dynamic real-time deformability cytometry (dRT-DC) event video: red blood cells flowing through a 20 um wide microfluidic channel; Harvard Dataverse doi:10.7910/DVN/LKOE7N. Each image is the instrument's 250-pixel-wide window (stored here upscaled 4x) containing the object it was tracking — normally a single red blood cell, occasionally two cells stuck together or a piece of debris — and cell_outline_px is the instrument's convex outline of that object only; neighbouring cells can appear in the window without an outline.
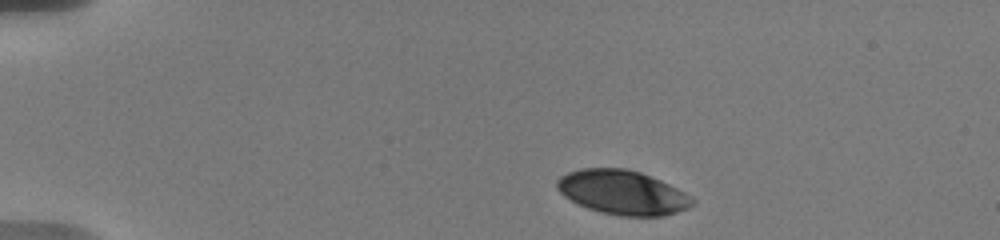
{"species": "human", "species_latin": "Homo sapiens", "temperature_condition": "warm", "stored_images_in_passage": 9, "camera_frame_rate_fps": 3000, "um_per_image_px": 0.085, "donor": {"sex": "male"}, "frame": {"image": 1, "passage_image": 1, "time_ms": 0.0, "image_size_px": [1000, 240], "cell_outline_px": [[696, 204], [688, 208], [664, 216], [620, 216], [600, 212], [588, 208], [564, 196], [556, 188], [556, 180], [560, 176], [568, 172], [580, 168], [624, 168], [640, 172], [660, 180], [692, 196], [696, 200]], "centroid_in_image_um": [52.93, 16.36], "position_along_channel_um": 32.1, "area_um2": 34.97}}
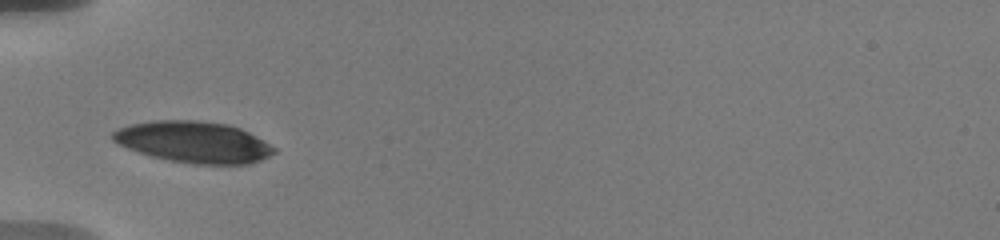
{"frame": {"image": 2, "passage_image": 6, "time_ms": 3.0, "image_size_px": [1000, 240], "cell_outline_px": [[276, 152], [260, 160], [248, 164], [196, 164], [172, 160], [152, 156], [128, 148], [112, 140], [112, 132], [116, 128], [132, 124], [152, 120], [200, 120], [228, 124], [240, 128], [264, 140], [276, 148]], "centroid_in_image_um": [16.48, 12.06], "position_along_channel_um": 68.5, "area_um2": 38.73}}
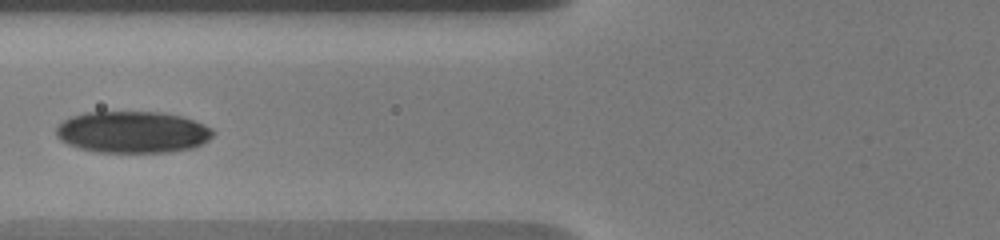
{"frame": {"image": 3, "passage_image": 8, "time_ms": 4.333, "image_size_px": [1000, 240], "cell_outline_px": [[216, 132], [208, 140], [192, 148], [172, 152], [100, 152], [80, 148], [68, 144], [60, 140], [56, 136], [56, 128], [64, 120], [72, 116], [84, 112], [164, 112], [184, 116], [204, 124], [212, 128]], "centroid_in_image_um": [11.3, 11.22], "position_along_channel_um": 114.5, "area_um2": 38.32}}